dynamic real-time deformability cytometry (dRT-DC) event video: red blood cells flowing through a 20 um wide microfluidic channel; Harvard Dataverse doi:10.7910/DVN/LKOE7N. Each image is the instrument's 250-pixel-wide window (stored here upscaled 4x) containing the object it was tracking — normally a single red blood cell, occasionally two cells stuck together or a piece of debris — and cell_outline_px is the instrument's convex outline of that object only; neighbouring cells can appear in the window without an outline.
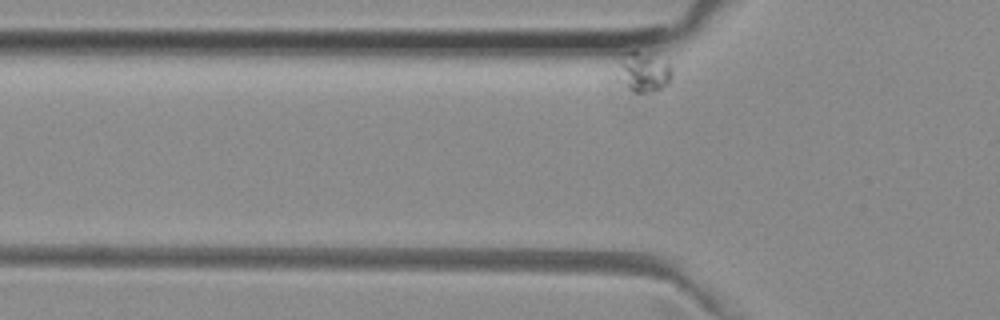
{"species": "common noctule bat (a hibernating species)", "species_latin": "Nyctalus noctula", "temperature_condition": "room temperature", "stored_images_in_passage": 8, "camera_frame_rate_fps": 3000, "um_per_image_px": 0.085, "animal": {"sex": "female", "body_mass_g": 29.2, "forearm_length_mm": 56.3}, "frame": {"image": 1, "passage_image": 4, "time_ms": 1.0, "image_size_px": [1000, 320], "cell_outline_px": [[672, 76], [668, 84], [660, 88], [644, 92], [632, 92], [624, 84], [624, 52], [636, 52], [668, 64], [672, 68]], "centroid_in_image_um": [54.83, 6.19], "position_along_channel_um": 71.0, "area_um2": 10.92}}